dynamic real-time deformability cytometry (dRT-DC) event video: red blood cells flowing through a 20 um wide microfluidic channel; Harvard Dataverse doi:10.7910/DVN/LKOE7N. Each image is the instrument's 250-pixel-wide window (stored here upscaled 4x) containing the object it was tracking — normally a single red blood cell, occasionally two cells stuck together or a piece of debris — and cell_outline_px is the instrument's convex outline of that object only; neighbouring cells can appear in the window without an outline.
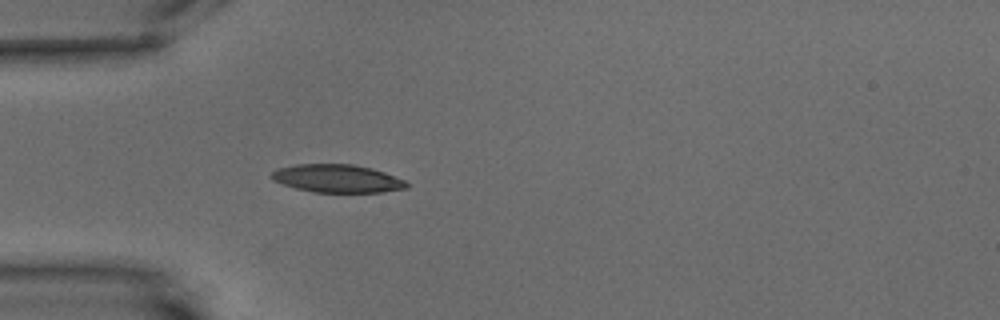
{"species": "common noctule bat (a hibernating species)", "species_latin": "Nyctalus noctula", "temperature_condition": "warm", "stored_images_in_passage": 38, "camera_frame_rate_fps": 3000, "um_per_image_px": 0.085, "animal": {"sex": "male", "body_mass_g": 15.6}, "frame": {"image": 1, "passage_image": 1, "time_ms": 0.0, "image_size_px": [1000, 320], "cell_outline_px": [[408, 188], [380, 192], [316, 192], [296, 188], [272, 180], [268, 176], [276, 168], [296, 164], [352, 164], [372, 168], [384, 172], [404, 180], [408, 184]], "centroid_in_image_um": [28.63, 15.16], "position_along_channel_um": 56.4, "area_um2": 22.02}}
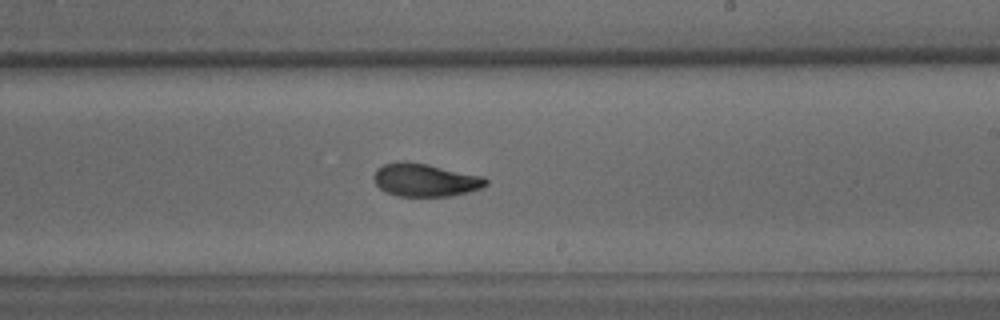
{"frame": {"image": 2, "passage_image": 19, "time_ms": 6.0, "image_size_px": [1000, 320], "cell_outline_px": [[488, 184], [480, 188], [468, 192], [452, 196], [396, 196], [380, 188], [376, 184], [376, 168], [384, 164], [396, 160], [404, 160], [428, 164], [484, 176], [488, 180]], "centroid_in_image_um": [36.17, 15.28], "position_along_channel_um": 252.8, "area_um2": 21.62}}
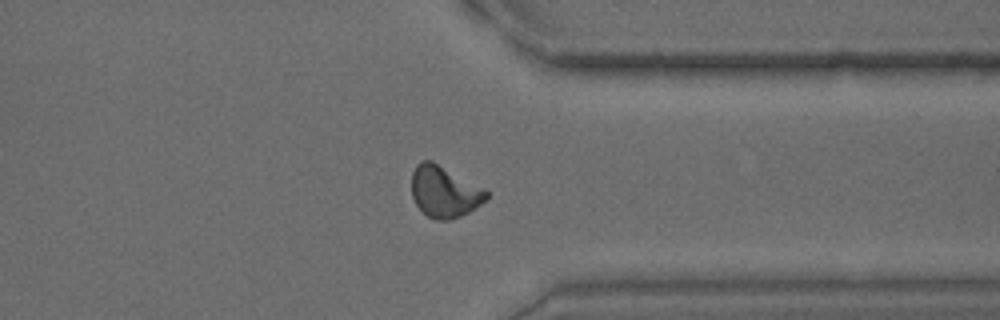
{"frame": {"image": 3, "passage_image": 30, "time_ms": 9.667, "image_size_px": [1000, 320], "cell_outline_px": [[488, 196], [476, 208], [460, 216], [448, 220], [436, 220], [428, 216], [416, 204], [412, 196], [412, 172], [416, 164], [424, 160], [432, 160], [484, 188], [488, 192]], "centroid_in_image_um": [37.76, 16.28], "position_along_channel_um": 373.6, "area_um2": 22.25}}